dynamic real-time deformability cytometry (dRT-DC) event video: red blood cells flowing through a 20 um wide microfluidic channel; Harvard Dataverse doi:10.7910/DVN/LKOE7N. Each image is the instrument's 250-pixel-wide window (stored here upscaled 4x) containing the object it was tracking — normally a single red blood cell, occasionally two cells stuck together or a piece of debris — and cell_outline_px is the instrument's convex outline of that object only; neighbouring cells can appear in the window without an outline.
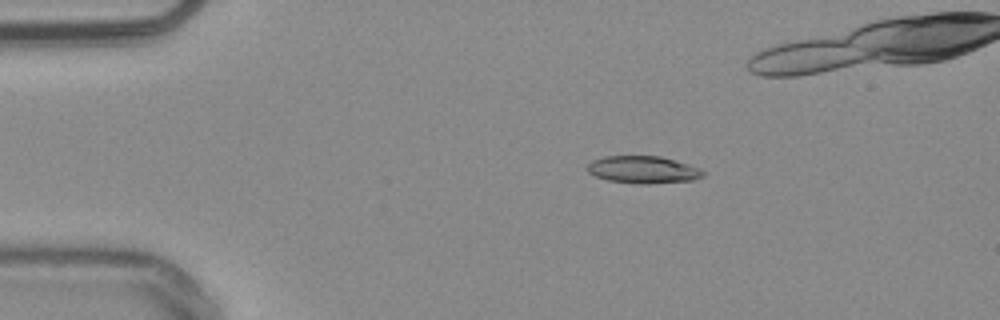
{"species": "common noctule bat (a hibernating species)", "species_latin": "Nyctalus noctula", "temperature_condition": "warm", "stored_images_in_passage": 15, "camera_frame_rate_fps": 3000, "um_per_image_px": 0.085, "animal": {"sex": "male", "body_mass_g": 20.4}, "frame": {"image": 1, "passage_image": 7, "time_ms": 2.0, "image_size_px": [1000, 320], "cell_outline_px": [[704, 176], [692, 180], [648, 184], [640, 184], [608, 180], [596, 176], [588, 172], [588, 164], [592, 160], [604, 156], [660, 156], [688, 164], [704, 172]], "centroid_in_image_um": [54.64, 14.42], "position_along_channel_um": 30.4, "area_um2": 18.21}}